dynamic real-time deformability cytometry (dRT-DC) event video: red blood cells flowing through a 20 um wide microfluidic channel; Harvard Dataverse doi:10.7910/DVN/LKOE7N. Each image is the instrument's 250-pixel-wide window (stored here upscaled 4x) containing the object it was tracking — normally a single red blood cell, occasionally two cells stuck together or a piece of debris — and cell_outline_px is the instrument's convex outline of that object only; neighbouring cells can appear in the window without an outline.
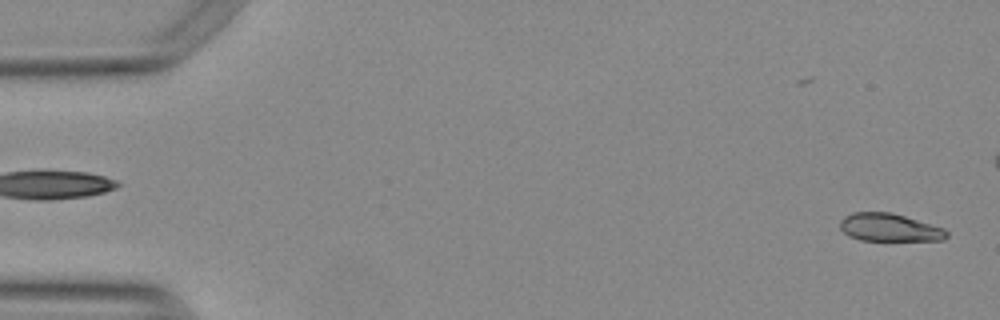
{"species": "Egyptian fruit bat (a non-hibernating species)", "species_latin": "Rousettus aegyptiacus", "temperature_condition": "warm", "stored_images_in_passage": 48, "camera_frame_rate_fps": 3000, "um_per_image_px": 0.085, "animal": {"sex": "female"}, "frame": {"image": 1, "passage_image": 2, "time_ms": 0.333, "image_size_px": [1000, 320], "cell_outline_px": [[948, 236], [944, 240], [860, 240], [848, 236], [840, 228], [840, 220], [844, 216], [852, 212], [892, 212], [944, 228], [948, 232]], "centroid_in_image_um": [75.58, 19.33], "position_along_channel_um": 9.4, "area_um2": 17.34}}
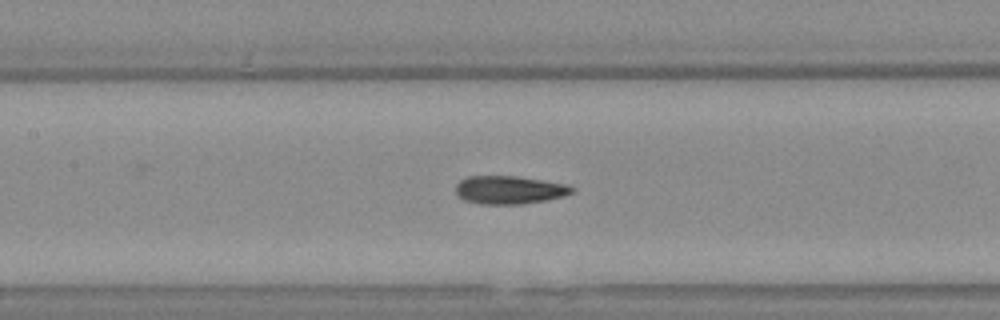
{"frame": {"image": 2, "passage_image": 25, "time_ms": 8.0, "image_size_px": [1000, 320], "cell_outline_px": [[576, 188], [572, 192], [564, 196], [548, 200], [520, 204], [480, 204], [464, 200], [456, 192], [456, 184], [460, 180], [468, 176], [516, 176], [544, 180], [564, 184]], "centroid_in_image_um": [43.3, 16.14], "position_along_channel_um": 164.1, "area_um2": 19.07}}
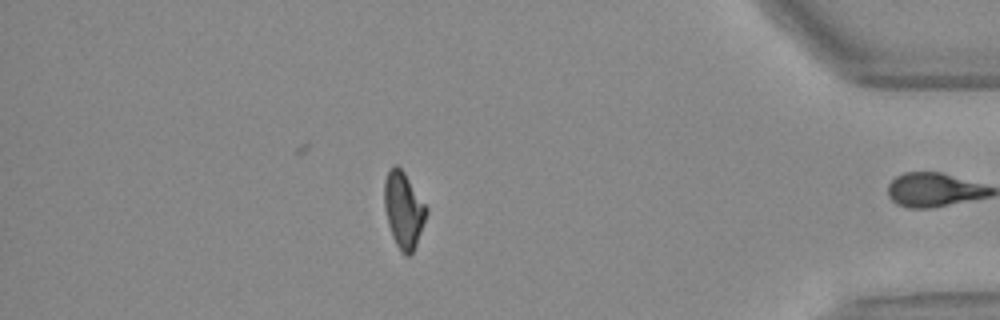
{"frame": {"image": 3, "passage_image": 47, "time_ms": 15.333, "image_size_px": [1000, 320], "cell_outline_px": [[428, 212], [416, 244], [412, 252], [408, 256], [404, 256], [400, 252], [392, 236], [388, 224], [384, 208], [384, 180], [392, 164], [396, 164], [404, 172], [428, 208]], "centroid_in_image_um": [34.29, 17.84], "position_along_channel_um": 400.9, "area_um2": 18.67}, "authors_computed_cell_mechanics": {"area_um2": 19.2185, "velocity_mm_per_s": 3.7964, "shape_relaxation_time_tau1_ms": null, "shape_relaxation_time_tau2_ms": 3.6593, "deformation_change_tau1": null, "deformation_change_tau2": 0.106}}